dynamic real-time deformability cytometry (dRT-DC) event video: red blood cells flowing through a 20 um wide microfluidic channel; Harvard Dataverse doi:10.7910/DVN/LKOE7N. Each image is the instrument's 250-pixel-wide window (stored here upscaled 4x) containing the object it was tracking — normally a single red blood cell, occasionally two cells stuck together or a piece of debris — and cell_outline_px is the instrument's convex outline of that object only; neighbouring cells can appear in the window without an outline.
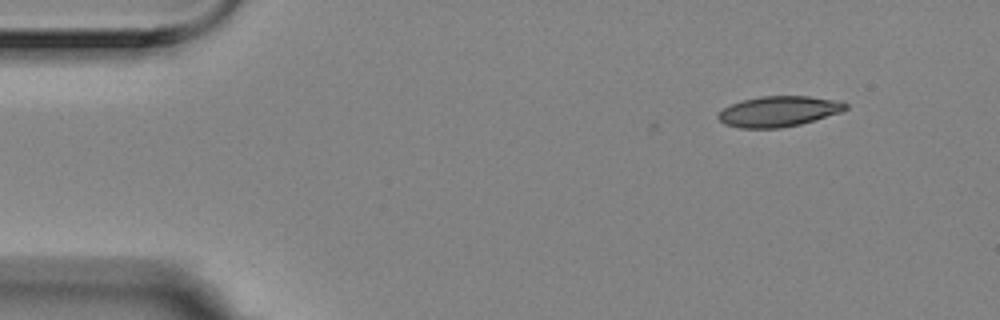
{"species": "Egyptian fruit bat (a non-hibernating species)", "species_latin": "Rousettus aegyptiacus", "temperature_condition": "room temperature", "stored_images_in_passage": 3, "camera_frame_rate_fps": 3000, "um_per_image_px": 0.085, "animal": {"sex": "female"}, "frame": {"image": 1, "passage_image": 3, "time_ms": 0.667, "image_size_px": [1000, 320], "cell_outline_px": [[848, 108], [840, 112], [800, 124], [780, 128], [740, 128], [724, 124], [716, 116], [724, 108], [732, 104], [744, 100], [760, 96], [808, 96], [840, 100], [848, 104]], "centroid_in_image_um": [66.2, 9.46], "position_along_channel_um": 18.8, "area_um2": 22.54}}